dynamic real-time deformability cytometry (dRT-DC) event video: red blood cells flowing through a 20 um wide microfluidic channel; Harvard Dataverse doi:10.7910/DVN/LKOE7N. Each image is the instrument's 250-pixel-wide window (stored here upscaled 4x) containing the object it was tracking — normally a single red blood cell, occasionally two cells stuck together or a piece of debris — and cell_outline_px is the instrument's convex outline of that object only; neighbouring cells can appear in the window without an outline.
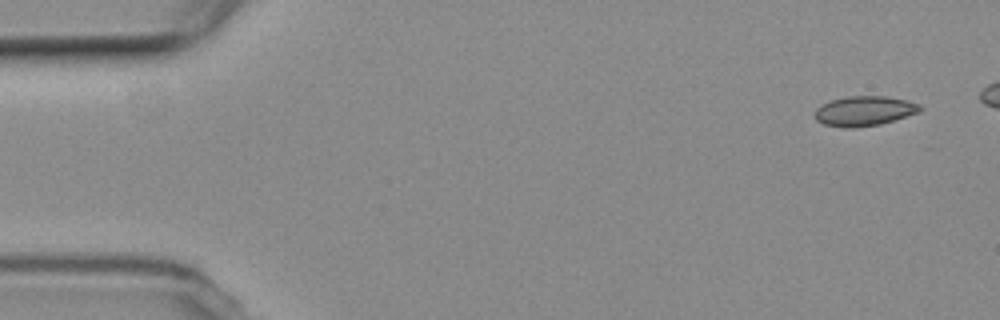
{"species": "common noctule bat (a hibernating species)", "species_latin": "Nyctalus noctula", "temperature_condition": "room temperature", "stored_images_in_passage": 18, "camera_frame_rate_fps": 3000, "um_per_image_px": 0.085, "animal": {"sex": "female", "body_mass_g": 19.3, "forearm_length_mm": 54.1}, "frame": {"image": 1, "passage_image": 1, "time_ms": 0.0, "image_size_px": [1000, 320], "cell_outline_px": [[924, 108], [920, 112], [880, 124], [852, 128], [844, 128], [824, 124], [816, 120], [816, 108], [820, 104], [832, 100], [848, 96], [884, 96], [908, 100], [920, 104]], "centroid_in_image_um": [73.49, 9.43], "position_along_channel_um": 11.5, "area_um2": 18.32}}
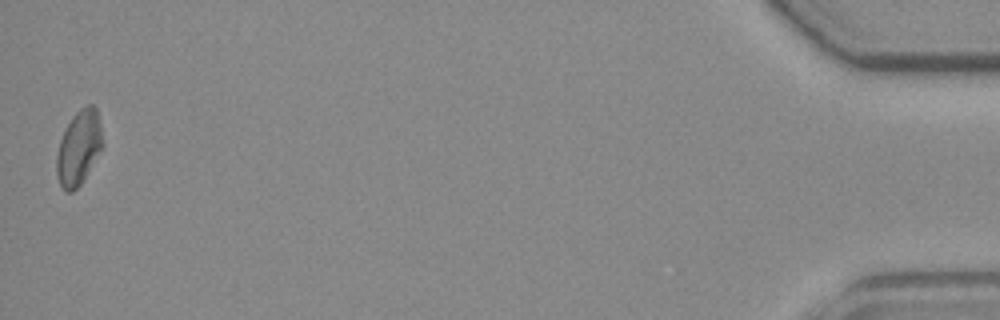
{"frame": {"image": 2, "passage_image": 18, "time_ms": 22.667, "image_size_px": [1000, 320], "cell_outline_px": [[104, 144], [80, 184], [72, 192], [64, 192], [56, 176], [56, 156], [60, 140], [72, 116], [80, 108], [88, 104], [92, 104], [96, 108], [100, 124]], "centroid_in_image_um": [6.68, 12.55], "position_along_channel_um": 428.5, "area_um2": 19.77}}